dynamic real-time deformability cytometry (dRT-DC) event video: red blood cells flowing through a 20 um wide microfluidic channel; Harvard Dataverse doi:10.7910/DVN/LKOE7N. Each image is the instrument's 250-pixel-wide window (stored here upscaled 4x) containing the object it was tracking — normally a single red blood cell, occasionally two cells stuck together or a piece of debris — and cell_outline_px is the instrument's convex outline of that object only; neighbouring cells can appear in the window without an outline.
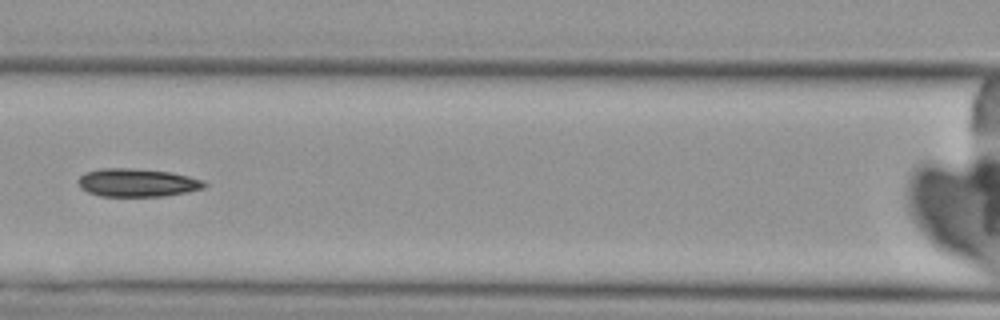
{"species": "Egyptian fruit bat (a non-hibernating species)", "species_latin": "Rousettus aegyptiacus", "temperature_condition": "cold", "stored_images_in_passage": 5, "camera_frame_rate_fps": 3000, "um_per_image_px": 0.085, "animal": {"sex": "female"}, "frame": {"image": 1, "passage_image": 5, "time_ms": 4.667, "image_size_px": [1000, 320], "cell_outline_px": [[208, 184], [204, 188], [188, 192], [164, 196], [100, 196], [88, 192], [80, 188], [80, 176], [84, 172], [100, 168], [132, 168], [172, 172], [204, 180]], "centroid_in_image_um": [11.69, 15.52], "position_along_channel_um": 154.9, "area_um2": 20.81}}